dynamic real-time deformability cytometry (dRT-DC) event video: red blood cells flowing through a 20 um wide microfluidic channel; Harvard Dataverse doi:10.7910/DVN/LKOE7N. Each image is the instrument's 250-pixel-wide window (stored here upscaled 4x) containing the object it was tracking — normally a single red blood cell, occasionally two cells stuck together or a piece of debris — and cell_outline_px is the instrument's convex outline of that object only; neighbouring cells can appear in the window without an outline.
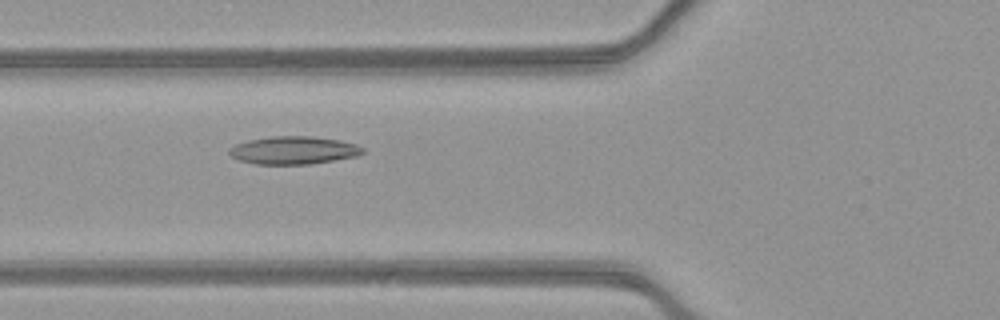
{"species": "common noctule bat (a hibernating species)", "species_latin": "Nyctalus noctula", "temperature_condition": "warm", "stored_images_in_passage": 53, "camera_frame_rate_fps": 3000, "um_per_image_px": 0.085, "animal": {"sex": "female", "body_mass_g": 21.9}, "frame": {"image": 1, "passage_image": 20, "time_ms": 6.333, "image_size_px": [1000, 320], "cell_outline_px": [[364, 152], [356, 156], [308, 164], [256, 164], [240, 160], [232, 156], [228, 152], [228, 148], [236, 144], [248, 140], [272, 136], [312, 136], [340, 140], [356, 144], [364, 148]], "centroid_in_image_um": [24.94, 12.76], "position_along_channel_um": 100.9, "area_um2": 21.56}}
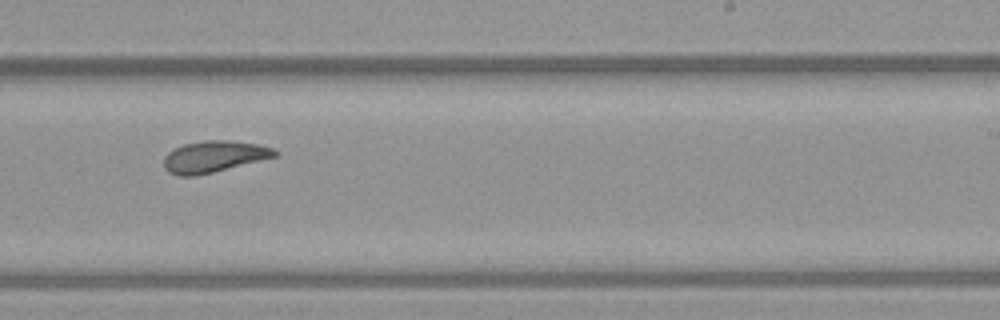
{"frame": {"image": 2, "passage_image": 33, "time_ms": 10.667, "image_size_px": [1000, 320], "cell_outline_px": [[280, 152], [276, 156], [196, 176], [180, 176], [168, 172], [164, 168], [164, 156], [168, 152], [184, 144], [204, 140], [228, 140], [260, 144], [276, 148]], "centroid_in_image_um": [18.2, 13.3], "position_along_channel_um": 270.8, "area_um2": 20.35}}
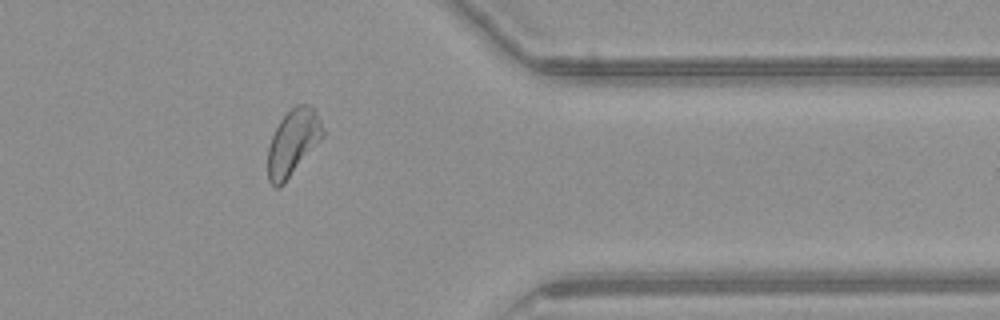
{"frame": {"image": 3, "passage_image": 43, "time_ms": 14.0, "image_size_px": [1000, 320], "cell_outline_px": [[324, 136], [284, 184], [280, 188], [276, 188], [268, 180], [268, 148], [272, 136], [280, 120], [296, 104], [308, 104], [316, 108], [324, 128]], "centroid_in_image_um": [24.92, 12.1], "position_along_channel_um": 386.5, "area_um2": 21.27}, "authors_computed_cell_mechanics": {"area_um2": 21.8484, "velocity_mm_per_s": 3.9122, "shape_relaxation_time_tau1_ms": 6.7091, "shape_relaxation_time_tau2_ms": 5.6556, "deformation_change_tau1": 0.1634, "deformation_change_tau2": 0.0889}}